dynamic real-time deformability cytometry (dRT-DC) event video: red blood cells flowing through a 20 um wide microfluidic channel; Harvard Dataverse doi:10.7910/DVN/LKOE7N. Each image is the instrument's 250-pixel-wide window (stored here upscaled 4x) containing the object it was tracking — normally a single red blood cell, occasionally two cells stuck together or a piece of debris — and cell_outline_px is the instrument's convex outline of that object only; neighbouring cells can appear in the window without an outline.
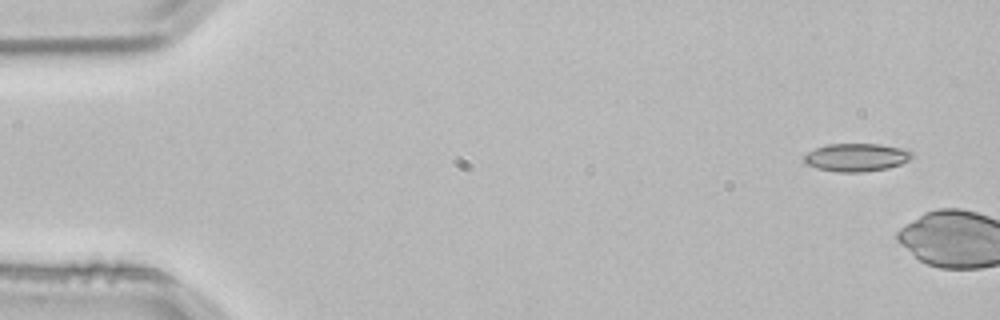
{"species": "common noctule bat (a hibernating species)", "species_latin": "Nyctalus noctula", "temperature_condition": "room temperature", "stored_images_in_passage": 4, "camera_frame_rate_fps": 3000, "um_per_image_px": 0.085, "animal": {"sex": "male", "body_mass_g": 21.5, "forearm_length_mm": 52.0}, "frame": {"image": 1, "passage_image": 1, "time_ms": 0.0, "image_size_px": [1000, 320], "cell_outline_px": [[912, 156], [908, 160], [900, 164], [888, 168], [864, 172], [836, 172], [816, 168], [808, 164], [804, 160], [804, 156], [808, 152], [816, 148], [828, 144], [880, 144], [900, 148], [912, 152]], "centroid_in_image_um": [72.78, 13.38], "position_along_channel_um": 12.2, "area_um2": 17.46}}